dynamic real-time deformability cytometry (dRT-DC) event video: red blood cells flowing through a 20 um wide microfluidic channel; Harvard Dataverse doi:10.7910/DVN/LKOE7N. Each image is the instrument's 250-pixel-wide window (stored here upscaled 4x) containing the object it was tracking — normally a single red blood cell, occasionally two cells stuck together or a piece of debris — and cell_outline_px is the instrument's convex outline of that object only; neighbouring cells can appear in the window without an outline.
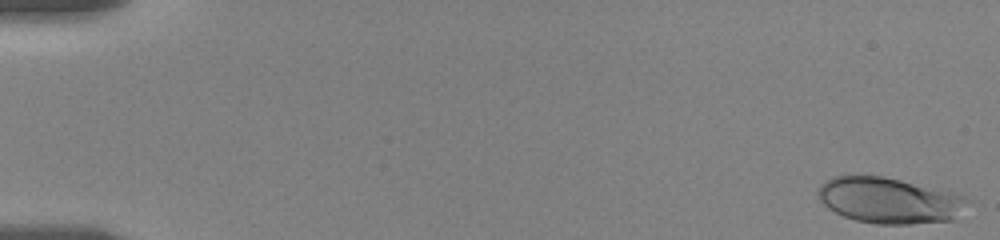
{"species": "human", "species_latin": "Homo sapiens", "temperature_condition": "room temperature", "stored_images_in_passage": 51, "camera_frame_rate_fps": 3000, "um_per_image_px": 0.085, "donor": {"sex": "female"}, "frame": {"image": 1, "passage_image": 1, "time_ms": 0.0, "image_size_px": [1000, 240], "cell_outline_px": [[972, 200], [952, 220], [912, 224], [876, 224], [856, 220], [844, 216], [828, 208], [816, 196], [816, 188], [824, 180], [832, 176], [884, 176], [948, 188], [960, 192]], "centroid_in_image_um": [75.65, 17.0], "position_along_channel_um": 9.3, "area_um2": 41.1}}
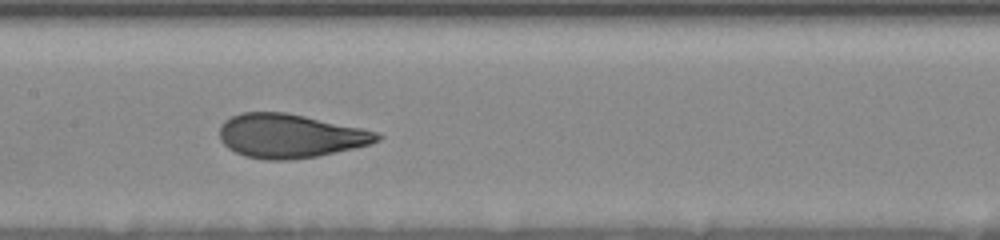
{"frame": {"image": 2, "passage_image": 29, "time_ms": 9.333, "image_size_px": [1000, 240], "cell_outline_px": [[384, 136], [380, 140], [368, 144], [352, 148], [316, 156], [292, 160], [264, 160], [244, 156], [228, 148], [220, 140], [220, 124], [224, 120], [232, 116], [244, 112], [284, 112], [304, 116], [360, 128], [376, 132]], "centroid_in_image_um": [24.6, 11.56], "position_along_channel_um": 182.8, "area_um2": 40.0}}
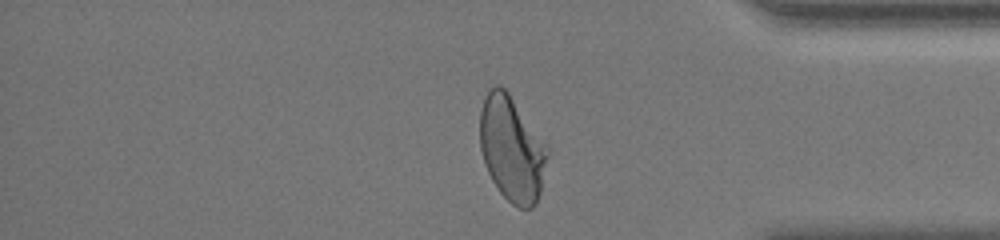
{"frame": {"image": 3, "passage_image": 48, "time_ms": 15.667, "image_size_px": [1000, 240], "cell_outline_px": [[548, 156], [540, 192], [536, 204], [532, 208], [520, 208], [512, 204], [500, 192], [492, 180], [484, 164], [480, 148], [480, 112], [484, 96], [496, 84], [500, 84], [508, 92], [548, 148]], "centroid_in_image_um": [43.48, 12.67], "position_along_channel_um": 391.7, "area_um2": 41.04}, "authors_computed_cell_mechanics": {"area_um2": 39.8242, "velocity_mm_per_s": 3.5358, "shape_relaxation_time_tau1_ms": 4.1515, "shape_relaxation_time_tau2_ms": null, "deformation_change_tau1": 0.1847, "deformation_change_tau2": null}}